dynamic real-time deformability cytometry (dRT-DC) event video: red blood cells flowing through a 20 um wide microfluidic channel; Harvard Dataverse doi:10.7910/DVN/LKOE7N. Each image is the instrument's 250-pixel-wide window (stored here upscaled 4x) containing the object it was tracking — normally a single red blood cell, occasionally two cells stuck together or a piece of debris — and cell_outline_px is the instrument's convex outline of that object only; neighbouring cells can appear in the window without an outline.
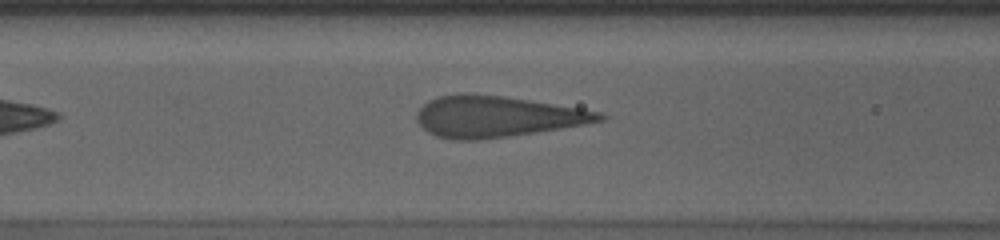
{"species": "human", "species_latin": "Homo sapiens", "temperature_condition": "cold", "stored_images_in_passage": 35, "camera_frame_rate_fps": 3000, "um_per_image_px": 0.085, "donor": {"sex": "male"}, "frame": {"image": 1, "passage_image": 6, "time_ms": 1.667, "image_size_px": [1000, 240], "cell_outline_px": [[608, 116], [604, 120], [588, 124], [484, 140], [452, 140], [436, 136], [428, 132], [416, 120], [416, 112], [428, 100], [440, 96], [464, 92], [500, 96], [528, 100], [604, 112]], "centroid_in_image_um": [42.23, 9.91], "position_along_channel_um": 124.4, "area_um2": 43.93}}
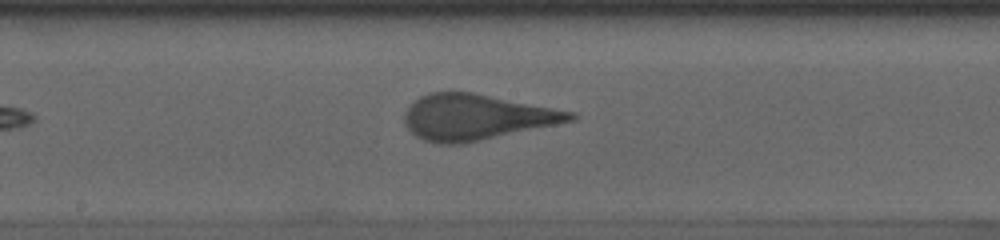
{"frame": {"image": 2, "passage_image": 13, "time_ms": 4.0, "image_size_px": [1000, 240], "cell_outline_px": [[580, 116], [576, 120], [464, 144], [436, 144], [424, 140], [416, 136], [404, 124], [404, 116], [408, 108], [420, 96], [428, 92], [472, 92], [576, 112]], "centroid_in_image_um": [40.51, 9.96], "position_along_channel_um": 207.7, "area_um2": 44.22}}
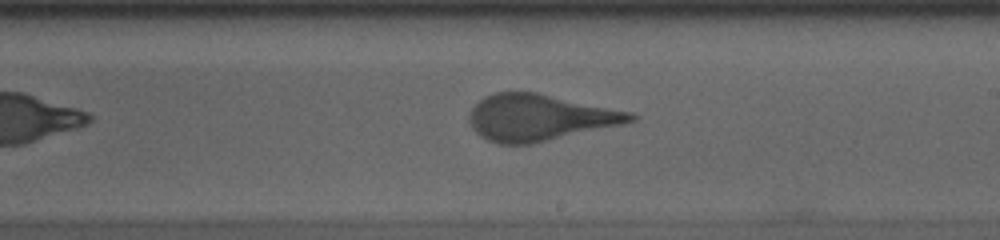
{"frame": {"image": 3, "passage_image": 16, "time_ms": 5.0, "image_size_px": [1000, 240], "cell_outline_px": [[640, 116], [636, 120], [620, 124], [532, 144], [500, 144], [488, 140], [480, 136], [472, 128], [468, 120], [468, 116], [472, 108], [484, 96], [496, 92], [536, 92], [632, 112]], "centroid_in_image_um": [45.83, 9.99], "position_along_channel_um": 243.2, "area_um2": 43.35}, "authors_computed_cell_mechanics": {"area_um2": 43.35, "velocity_mm_per_s": 3.5772, "shape_relaxation_time_tau1_ms": 8.3387, "shape_relaxation_time_tau2_ms": null, "deformation_change_tau1": 0.2202, "deformation_change_tau2": null}}